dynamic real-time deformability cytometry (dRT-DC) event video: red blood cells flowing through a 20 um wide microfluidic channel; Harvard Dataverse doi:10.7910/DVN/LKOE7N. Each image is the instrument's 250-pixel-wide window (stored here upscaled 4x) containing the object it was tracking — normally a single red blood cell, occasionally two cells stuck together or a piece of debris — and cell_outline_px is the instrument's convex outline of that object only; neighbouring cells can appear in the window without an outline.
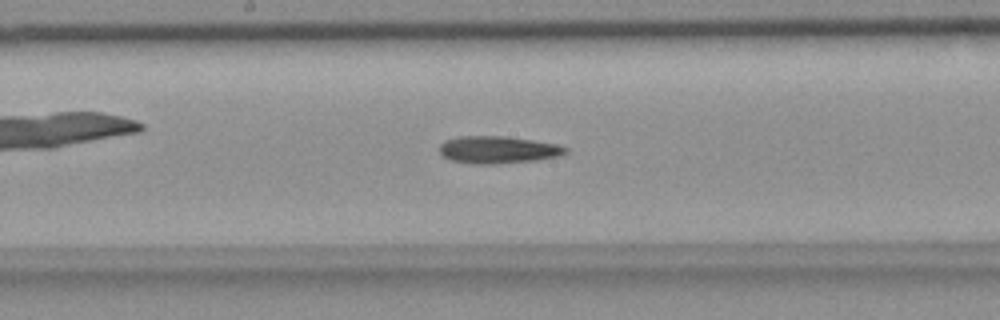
{"species": "common noctule bat (a hibernating species)", "species_latin": "Nyctalus noctula", "temperature_condition": "room temperature", "stored_images_in_passage": 53, "camera_frame_rate_fps": 3000, "um_per_image_px": 0.085, "animal": {"sex": "female", "body_mass_g": 18.4}, "frame": {"image": 1, "passage_image": 26, "time_ms": 8.333, "image_size_px": [1000, 320], "cell_outline_px": [[568, 152], [556, 156], [536, 160], [496, 164], [472, 164], [452, 160], [444, 156], [440, 152], [440, 144], [444, 140], [460, 136], [504, 136], [532, 140], [556, 144], [568, 148]], "centroid_in_image_um": [42.3, 12.73], "position_along_channel_um": 205.9, "area_um2": 19.94}}
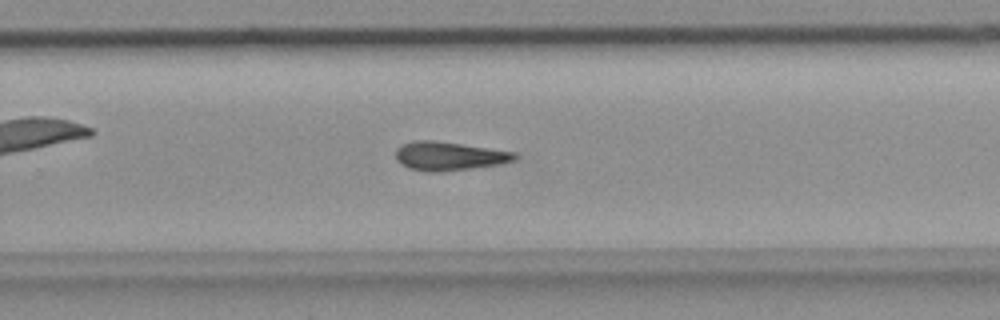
{"frame": {"image": 2, "passage_image": 33, "time_ms": 10.667, "image_size_px": [1000, 320], "cell_outline_px": [[520, 156], [516, 160], [500, 164], [472, 168], [436, 172], [424, 172], [408, 168], [400, 164], [396, 160], [396, 148], [400, 144], [416, 140], [432, 140], [516, 152]], "centroid_in_image_um": [38.15, 13.27], "position_along_channel_um": 291.6, "area_um2": 20.06}}
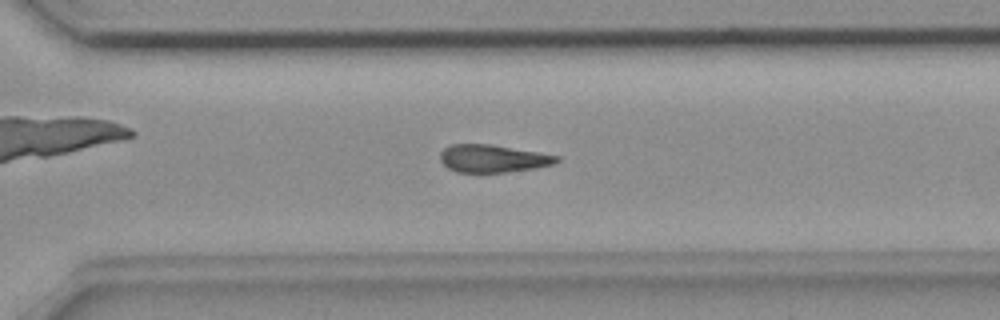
{"frame": {"image": 3, "passage_image": 36, "time_ms": 11.667, "image_size_px": [1000, 320], "cell_outline_px": [[560, 160], [556, 164], [536, 168], [508, 172], [456, 172], [448, 168], [440, 160], [440, 152], [444, 148], [452, 144], [488, 144], [560, 156]], "centroid_in_image_um": [41.9, 13.48], "position_along_channel_um": 328.7, "area_um2": 18.73}}